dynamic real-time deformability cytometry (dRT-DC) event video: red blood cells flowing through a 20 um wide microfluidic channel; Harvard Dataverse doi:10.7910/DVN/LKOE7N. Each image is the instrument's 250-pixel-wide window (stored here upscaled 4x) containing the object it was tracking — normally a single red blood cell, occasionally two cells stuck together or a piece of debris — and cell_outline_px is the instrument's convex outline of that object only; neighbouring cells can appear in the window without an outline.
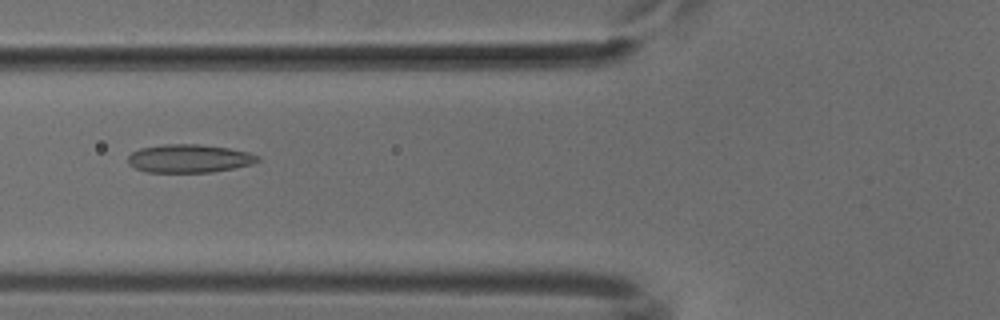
{"species": "common noctule bat (a hibernating species)", "species_latin": "Nyctalus noctula", "temperature_condition": "cold", "stored_images_in_passage": 52, "camera_frame_rate_fps": 3000, "um_per_image_px": 0.085, "animal": {"sex": "male", "body_mass_g": 18.8}, "frame": {"image": 1, "passage_image": 20, "time_ms": 6.333, "image_size_px": [1000, 320], "cell_outline_px": [[260, 160], [252, 164], [212, 172], [148, 172], [136, 168], [128, 164], [128, 156], [132, 152], [140, 148], [164, 144], [200, 144], [228, 148], [248, 152], [260, 156]], "centroid_in_image_um": [16.08, 13.47], "position_along_channel_um": 109.7, "area_um2": 21.33}}
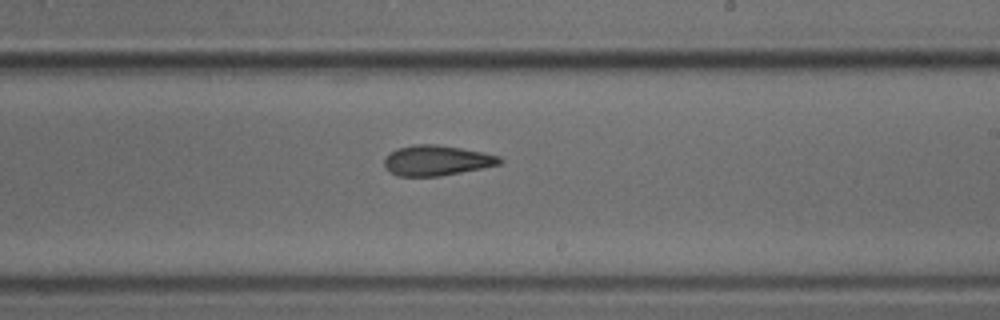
{"frame": {"image": 2, "passage_image": 31, "time_ms": 10.0, "image_size_px": [1000, 320], "cell_outline_px": [[504, 160], [500, 164], [484, 168], [440, 176], [396, 176], [388, 172], [384, 164], [384, 160], [396, 148], [416, 144], [436, 144], [484, 152], [500, 156]], "centroid_in_image_um": [37.14, 13.64], "position_along_channel_um": 251.9, "area_um2": 20.46}}
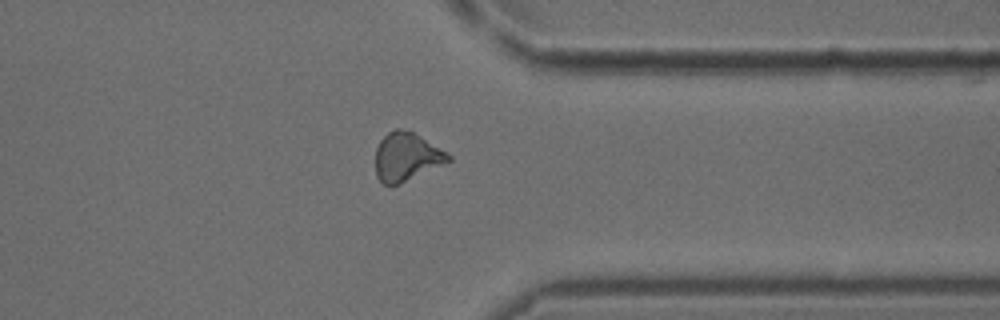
{"frame": {"image": 3, "passage_image": 41, "time_ms": 13.333, "image_size_px": [1000, 320], "cell_outline_px": [[452, 160], [400, 184], [384, 184], [376, 176], [376, 148], [380, 140], [388, 132], [396, 128], [400, 128], [412, 132], [452, 156]], "centroid_in_image_um": [34.53, 13.33], "position_along_channel_um": 376.9, "area_um2": 20.17}}